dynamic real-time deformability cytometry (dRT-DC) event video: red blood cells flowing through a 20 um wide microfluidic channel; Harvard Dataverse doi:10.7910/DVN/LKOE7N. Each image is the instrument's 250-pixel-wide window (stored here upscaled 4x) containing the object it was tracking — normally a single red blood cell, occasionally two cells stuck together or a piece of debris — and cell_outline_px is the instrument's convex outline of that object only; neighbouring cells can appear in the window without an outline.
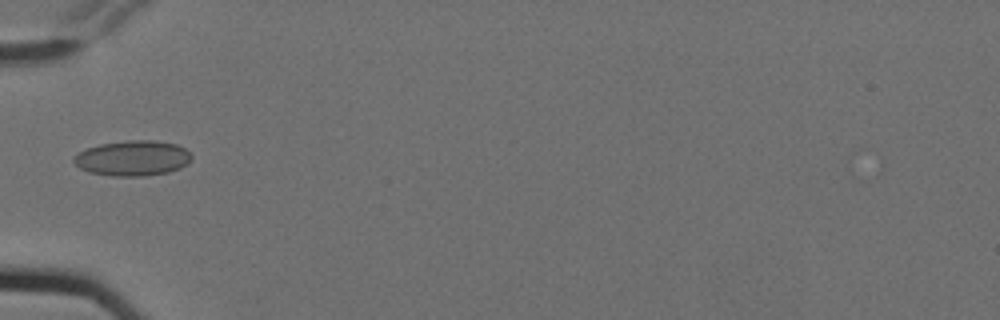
{"species": "Egyptian fruit bat (a non-hibernating species)", "species_latin": "Rousettus aegyptiacus", "temperature_condition": "cold", "stored_images_in_passage": 3, "camera_frame_rate_fps": 3000, "um_per_image_px": 0.085, "animal": {"sex": "female"}, "frame": {"image": 1, "passage_image": 3, "time_ms": 0.667, "image_size_px": [1000, 320], "cell_outline_px": [[192, 160], [188, 164], [180, 168], [168, 172], [144, 176], [112, 176], [88, 172], [80, 168], [72, 160], [72, 156], [88, 148], [100, 144], [128, 140], [156, 140], [176, 144], [184, 148], [192, 156]], "centroid_in_image_um": [11.29, 13.45], "position_along_channel_um": 73.7, "area_um2": 24.33}}